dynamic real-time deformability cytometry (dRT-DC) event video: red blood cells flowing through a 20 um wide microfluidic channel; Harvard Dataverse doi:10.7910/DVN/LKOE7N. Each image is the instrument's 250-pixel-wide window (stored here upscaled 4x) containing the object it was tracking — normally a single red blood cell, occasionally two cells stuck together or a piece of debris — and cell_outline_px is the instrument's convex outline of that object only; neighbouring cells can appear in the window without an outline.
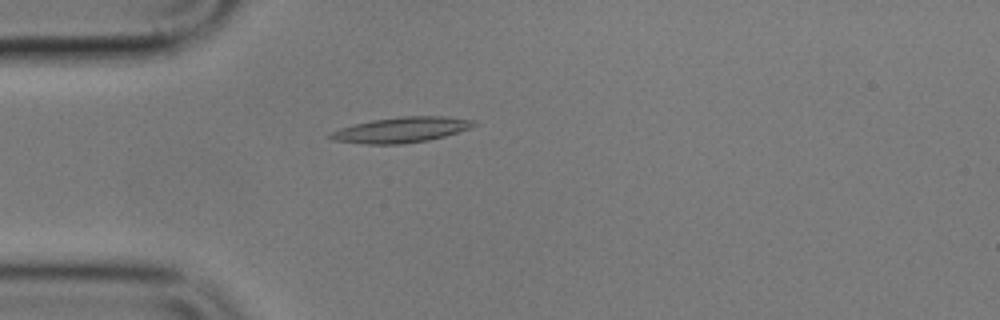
{"species": "common noctule bat (a hibernating species)", "species_latin": "Nyctalus noctula", "temperature_condition": "cold", "stored_images_in_passage": 4, "camera_frame_rate_fps": 3000, "um_per_image_px": 0.085, "animal": {"sex": "male", "body_mass_g": 17.9}, "frame": {"image": 1, "passage_image": 4, "time_ms": 4.333, "image_size_px": [1000, 320], "cell_outline_px": [[476, 124], [472, 128], [444, 136], [428, 140], [400, 144], [364, 144], [332, 140], [328, 136], [332, 132], [340, 128], [352, 124], [372, 120], [400, 116], [444, 116], [476, 120]], "centroid_in_image_um": [34.12, 11.03], "position_along_channel_um": 50.9, "area_um2": 21.33}}